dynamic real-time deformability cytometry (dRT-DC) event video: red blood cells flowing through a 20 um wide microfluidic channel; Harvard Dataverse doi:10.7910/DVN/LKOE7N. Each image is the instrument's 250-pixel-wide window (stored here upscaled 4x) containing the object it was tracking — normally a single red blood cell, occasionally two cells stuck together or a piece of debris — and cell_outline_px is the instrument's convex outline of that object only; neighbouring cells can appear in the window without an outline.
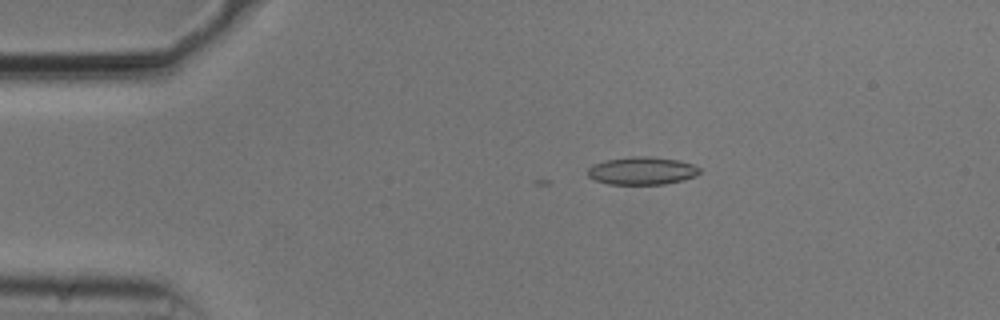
{"species": "common noctule bat (a hibernating species)", "species_latin": "Nyctalus noctula", "temperature_condition": "cold", "stored_images_in_passage": 14, "camera_frame_rate_fps": 3000, "um_per_image_px": 0.085, "animal": {"sex": "male", "body_mass_g": 20.5, "forearm_length_mm": 52.5}, "frame": {"image": 1, "passage_image": 10, "time_ms": 3.0, "image_size_px": [1000, 320], "cell_outline_px": [[700, 172], [696, 176], [684, 180], [664, 184], [608, 184], [596, 180], [588, 176], [588, 168], [592, 164], [604, 160], [632, 156], [652, 156], [680, 160], [692, 164], [700, 168]], "centroid_in_image_um": [54.58, 14.5], "position_along_channel_um": 30.4, "area_um2": 18.32}}